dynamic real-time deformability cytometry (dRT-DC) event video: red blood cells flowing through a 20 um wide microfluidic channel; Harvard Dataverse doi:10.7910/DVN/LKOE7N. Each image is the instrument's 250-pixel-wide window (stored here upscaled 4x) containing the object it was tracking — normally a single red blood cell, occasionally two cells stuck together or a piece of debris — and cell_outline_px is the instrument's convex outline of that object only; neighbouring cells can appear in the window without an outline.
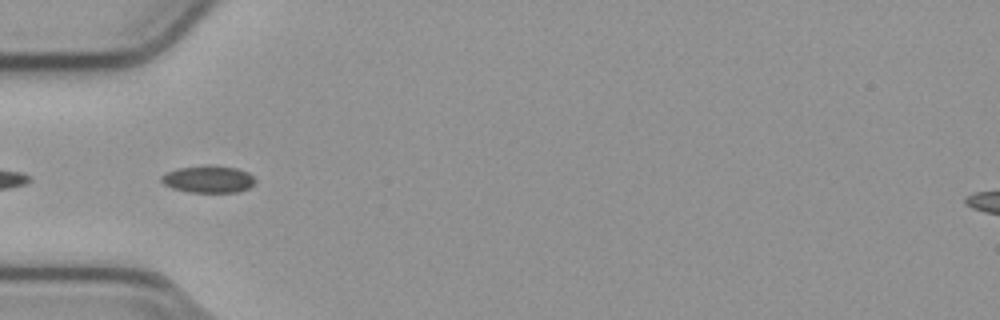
{"species": "common noctule bat (a hibernating species)", "species_latin": "Nyctalus noctula", "temperature_condition": "cold", "stored_images_in_passage": 6, "camera_frame_rate_fps": 3000, "um_per_image_px": 0.085, "animal": {"sex": "male", "body_mass_g": 23.1, "forearm_length_mm": 52.7}, "frame": {"image": 1, "passage_image": 4, "time_ms": 1.0, "image_size_px": [1000, 320], "cell_outline_px": [[256, 180], [248, 188], [240, 192], [188, 192], [172, 188], [164, 184], [160, 180], [160, 176], [164, 172], [176, 168], [208, 164], [236, 168], [248, 172]], "centroid_in_image_um": [17.66, 15.21], "position_along_channel_um": 67.3, "area_um2": 15.09}}